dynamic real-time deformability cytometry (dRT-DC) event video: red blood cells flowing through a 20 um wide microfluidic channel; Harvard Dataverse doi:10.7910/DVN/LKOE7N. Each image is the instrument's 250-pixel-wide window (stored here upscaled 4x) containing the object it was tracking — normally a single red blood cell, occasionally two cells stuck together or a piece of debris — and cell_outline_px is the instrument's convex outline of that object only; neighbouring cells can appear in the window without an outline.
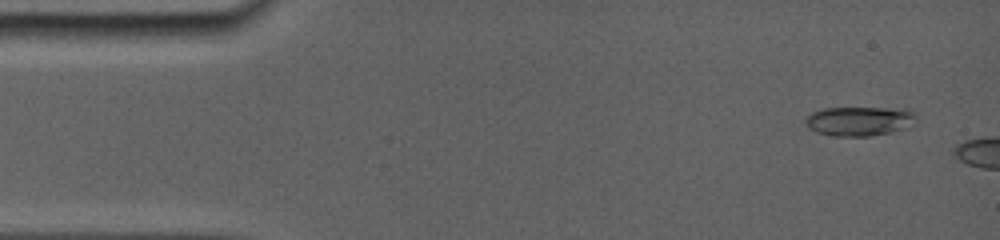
{"species": "common noctule bat (a hibernating species)", "species_latin": "Nyctalus noctula", "temperature_condition": "room temperature", "stored_images_in_passage": 3, "camera_frame_rate_fps": 5000, "um_per_image_px": 0.085, "animal": {"sex": "female", "body_mass_g": 19.0, "forearm_length_mm": 56.7}, "frame": {"image": 1, "passage_image": 1, "time_ms": 0.0, "image_size_px": [1000, 240], "cell_outline_px": [[912, 116], [896, 128], [888, 132], [868, 136], [836, 136], [820, 132], [812, 128], [808, 124], [808, 116], [812, 112], [824, 108], [884, 108], [908, 112]], "centroid_in_image_um": [72.81, 10.29], "position_along_channel_um": 12.2, "area_um2": 17.05}}